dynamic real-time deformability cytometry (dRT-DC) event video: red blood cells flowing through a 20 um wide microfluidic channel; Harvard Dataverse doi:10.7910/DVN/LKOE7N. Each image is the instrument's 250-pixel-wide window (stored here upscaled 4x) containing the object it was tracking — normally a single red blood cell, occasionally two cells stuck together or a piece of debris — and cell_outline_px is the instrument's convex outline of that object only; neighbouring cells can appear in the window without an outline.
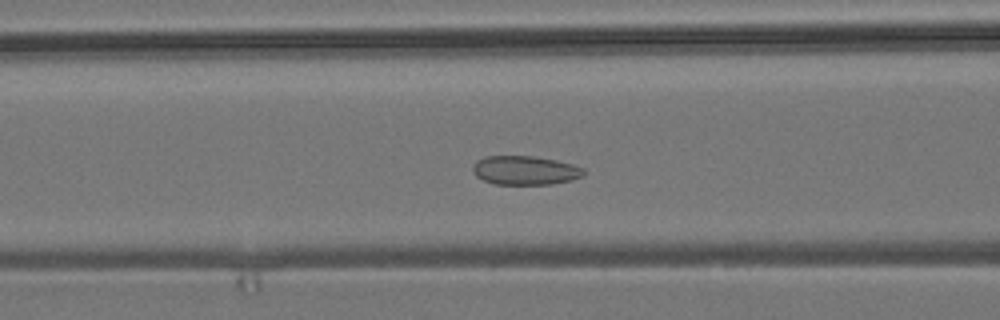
{"species": "common noctule bat (a hibernating species)", "species_latin": "Nyctalus noctula", "temperature_condition": "room temperature", "stored_images_in_passage": 52, "camera_frame_rate_fps": 3000, "um_per_image_px": 0.085, "animal": {"sex": "male", "body_mass_g": 19.2, "forearm_length_mm": 51.8}, "frame": {"image": 1, "passage_image": 18, "time_ms": 5.667, "image_size_px": [1000, 320], "cell_outline_px": [[584, 176], [572, 180], [552, 184], [496, 184], [484, 180], [476, 176], [472, 172], [472, 168], [476, 160], [484, 156], [532, 156], [556, 160], [572, 164], [584, 168]], "centroid_in_image_um": [44.63, 14.47], "position_along_channel_um": 122.0, "area_um2": 18.79}}
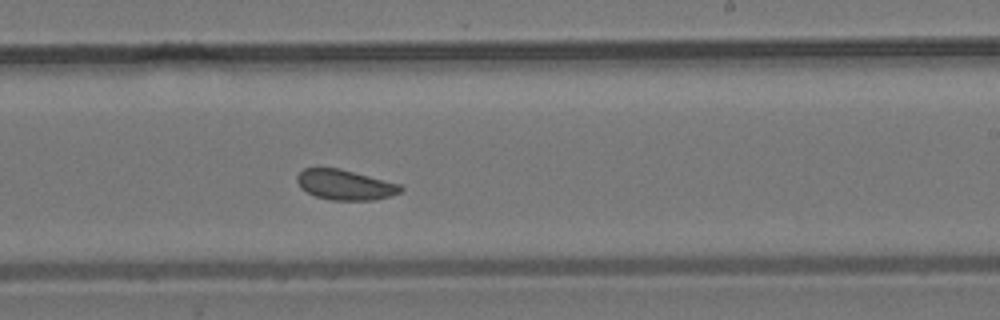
{"frame": {"image": 2, "passage_image": 29, "time_ms": 9.333, "image_size_px": [1000, 320], "cell_outline_px": [[404, 188], [400, 192], [388, 196], [372, 200], [332, 200], [316, 196], [300, 188], [296, 180], [296, 176], [304, 168], [340, 168], [400, 184]], "centroid_in_image_um": [29.31, 15.7], "position_along_channel_um": 259.7, "area_um2": 18.09}}
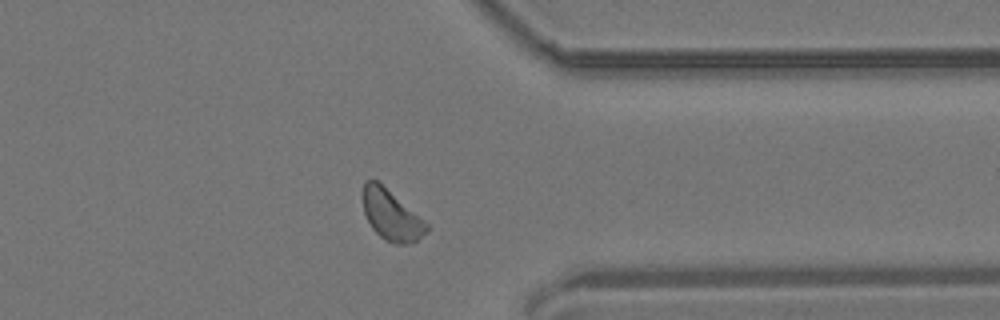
{"frame": {"image": 3, "passage_image": 39, "time_ms": 12.667, "image_size_px": [1000, 320], "cell_outline_px": [[432, 228], [428, 232], [416, 240], [408, 244], [396, 244], [384, 240], [372, 228], [364, 212], [364, 180], [376, 180], [424, 220]], "centroid_in_image_um": [33.29, 18.33], "position_along_channel_um": 378.1, "area_um2": 18.32}}